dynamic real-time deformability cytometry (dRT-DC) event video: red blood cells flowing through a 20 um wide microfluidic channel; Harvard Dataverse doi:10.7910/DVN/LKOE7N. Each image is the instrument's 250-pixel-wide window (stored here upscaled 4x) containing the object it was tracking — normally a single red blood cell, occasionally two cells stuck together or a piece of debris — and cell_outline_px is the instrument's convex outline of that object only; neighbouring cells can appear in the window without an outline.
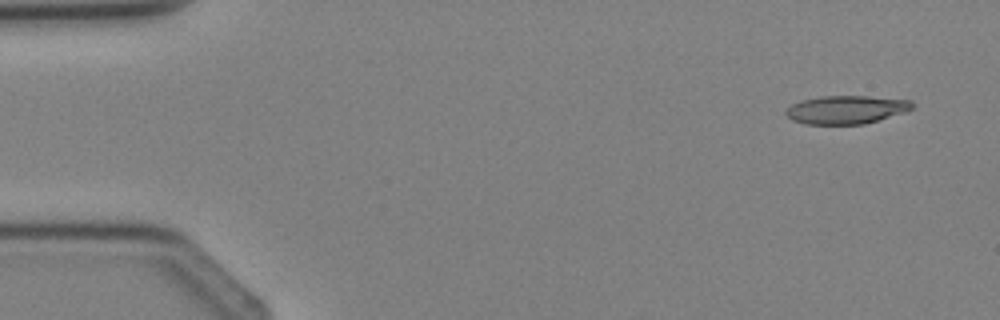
{"species": "Egyptian fruit bat (a non-hibernating species)", "species_latin": "Rousettus aegyptiacus", "temperature_condition": "cold", "stored_images_in_passage": 3, "camera_frame_rate_fps": 3000, "um_per_image_px": 0.085, "animal": {"sex": "female"}, "frame": {"image": 1, "passage_image": 1, "time_ms": 0.0, "image_size_px": [1000, 320], "cell_outline_px": [[912, 108], [908, 112], [864, 124], [804, 124], [792, 120], [784, 112], [792, 104], [804, 100], [820, 96], [868, 96], [912, 100]], "centroid_in_image_um": [71.96, 9.32], "position_along_channel_um": 13.0, "area_um2": 20.87}}